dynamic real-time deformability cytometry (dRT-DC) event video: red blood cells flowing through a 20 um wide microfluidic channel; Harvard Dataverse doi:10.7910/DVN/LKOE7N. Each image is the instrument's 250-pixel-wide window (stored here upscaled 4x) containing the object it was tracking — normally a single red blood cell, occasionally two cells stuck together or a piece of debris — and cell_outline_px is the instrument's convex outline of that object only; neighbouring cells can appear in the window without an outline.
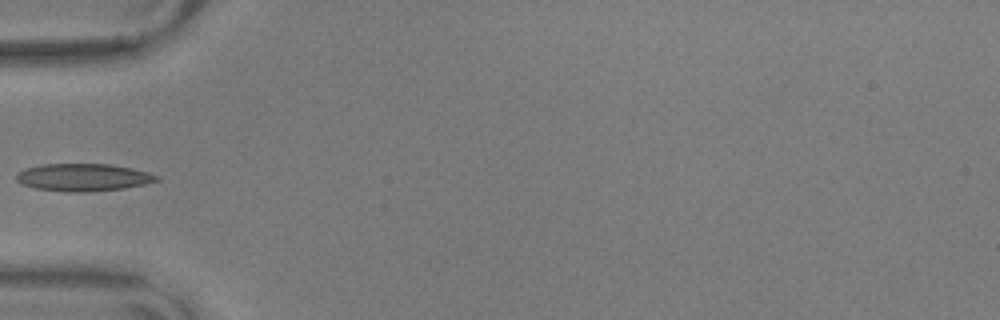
{"species": "common noctule bat (a hibernating species)", "species_latin": "Nyctalus noctula", "temperature_condition": "warm", "stored_images_in_passage": 38, "camera_frame_rate_fps": 3000, "um_per_image_px": 0.085, "animal": {"sex": "male", "body_mass_g": 17.9, "forearm_length_mm": 54.2}, "frame": {"image": 1, "passage_image": 1, "time_ms": 0.0, "image_size_px": [1000, 320], "cell_outline_px": [[160, 180], [144, 184], [124, 188], [84, 192], [68, 192], [36, 188], [24, 184], [16, 180], [16, 172], [24, 168], [40, 164], [108, 164], [132, 168], [148, 172], [160, 176]], "centroid_in_image_um": [7.07, 15.06], "position_along_channel_um": 77.9, "area_um2": 22.48}}
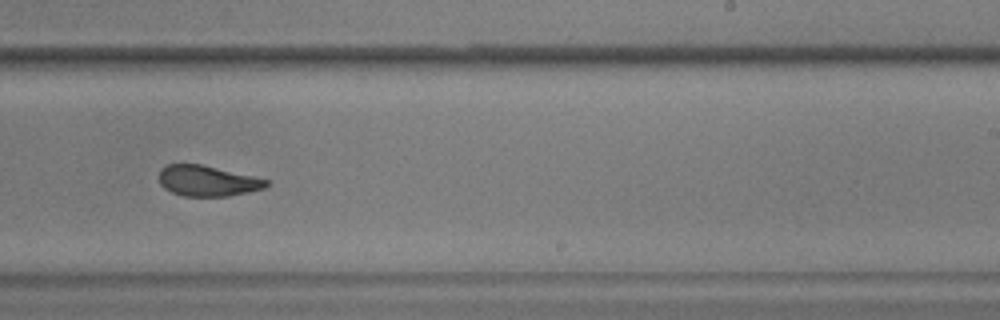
{"frame": {"image": 2, "passage_image": 17, "time_ms": 5.333, "image_size_px": [1000, 320], "cell_outline_px": [[268, 184], [264, 188], [248, 192], [228, 196], [184, 196], [172, 192], [164, 188], [160, 184], [160, 168], [168, 164], [200, 164], [252, 176], [268, 180]], "centroid_in_image_um": [17.6, 15.38], "position_along_channel_um": 271.4, "area_um2": 18.9}}
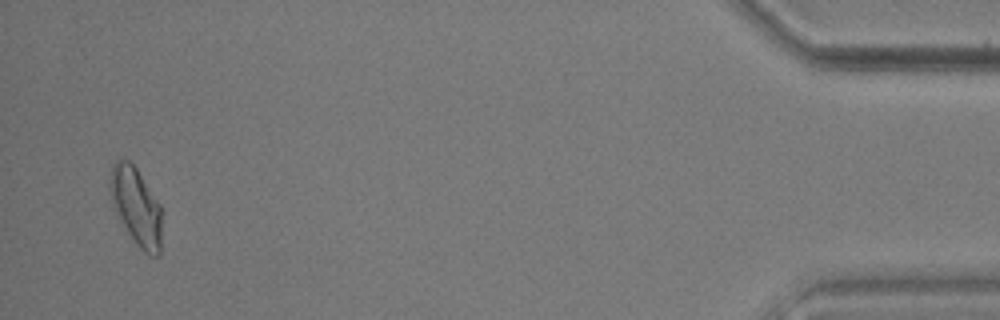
{"frame": {"image": 3, "passage_image": 36, "time_ms": 11.667, "image_size_px": [1000, 320], "cell_outline_px": [[160, 256], [152, 256], [144, 252], [136, 244], [116, 216], [112, 208], [108, 188], [108, 184], [112, 164], [116, 160], [128, 160], [136, 168], [160, 204]], "centroid_in_image_um": [11.51, 17.54], "position_along_channel_um": 423.7, "area_um2": 23.58}}